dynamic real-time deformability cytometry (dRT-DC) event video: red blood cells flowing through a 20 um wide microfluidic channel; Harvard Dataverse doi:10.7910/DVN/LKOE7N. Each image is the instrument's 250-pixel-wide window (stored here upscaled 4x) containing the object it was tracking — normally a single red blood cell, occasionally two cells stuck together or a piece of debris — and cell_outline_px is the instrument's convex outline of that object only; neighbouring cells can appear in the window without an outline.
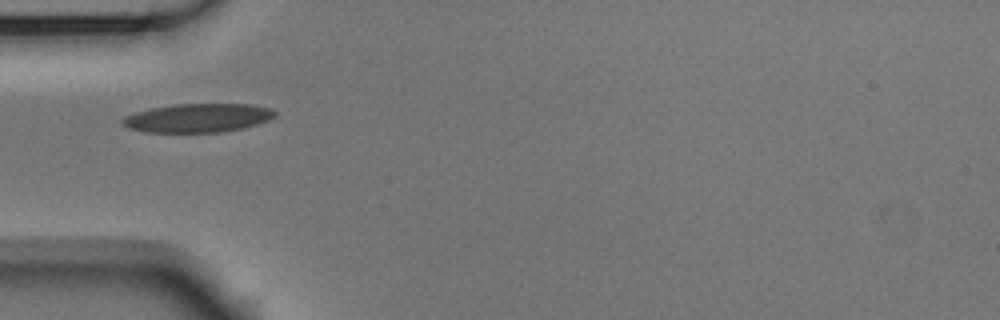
{"species": "Egyptian fruit bat (a non-hibernating species)", "species_latin": "Rousettus aegyptiacus", "temperature_condition": "room temperature", "stored_images_in_passage": 38, "camera_frame_rate_fps": 3000, "um_per_image_px": 0.085, "animal": {"sex": "male"}, "frame": {"image": 1, "passage_image": 1, "time_ms": 0.0, "image_size_px": [1000, 320], "cell_outline_px": [[276, 116], [268, 120], [244, 128], [220, 132], [144, 132], [128, 128], [120, 124], [120, 120], [124, 116], [136, 112], [152, 108], [176, 104], [248, 104], [268, 108], [276, 112]], "centroid_in_image_um": [16.77, 10.03], "position_along_channel_um": 68.2, "area_um2": 25.49}}
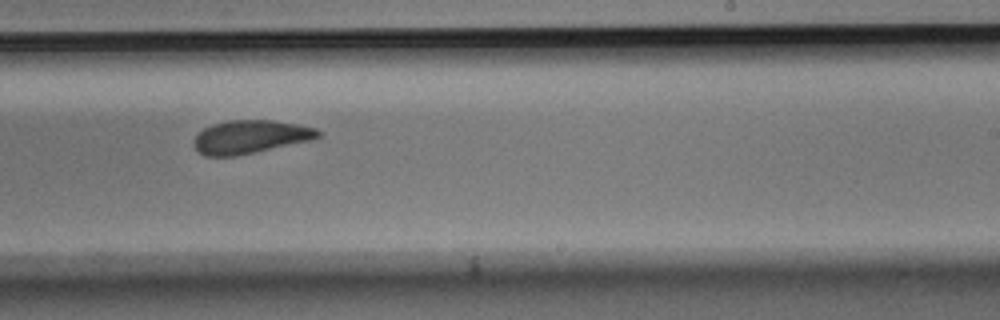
{"frame": {"image": 2, "passage_image": 17, "time_ms": 5.333, "image_size_px": [1000, 320], "cell_outline_px": [[320, 136], [316, 140], [236, 156], [204, 156], [196, 148], [196, 136], [204, 128], [212, 124], [228, 120], [272, 120], [296, 124], [316, 128], [320, 132]], "centroid_in_image_um": [21.35, 11.63], "position_along_channel_um": 267.7, "area_um2": 24.1}}
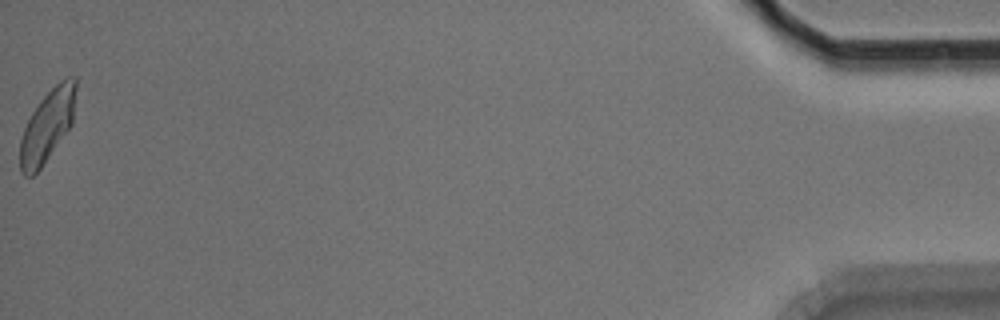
{"frame": {"image": 3, "passage_image": 38, "time_ms": 12.333, "image_size_px": [1000, 320], "cell_outline_px": [[76, 88], [72, 124], [40, 168], [32, 176], [24, 176], [20, 172], [20, 140], [24, 128], [32, 112], [40, 100], [60, 80], [68, 76], [76, 76]], "centroid_in_image_um": [4.02, 10.67], "position_along_channel_um": 431.2, "area_um2": 23.12}, "authors_computed_cell_mechanics": {"area_um2": 24.0737, "velocity_mm_per_s": 3.7333, "shape_relaxation_time_tau1_ms": 4.6134, "shape_relaxation_time_tau2_ms": 2.7301, "deformation_change_tau1": 0.1268, "deformation_change_tau2": 0.0891}}